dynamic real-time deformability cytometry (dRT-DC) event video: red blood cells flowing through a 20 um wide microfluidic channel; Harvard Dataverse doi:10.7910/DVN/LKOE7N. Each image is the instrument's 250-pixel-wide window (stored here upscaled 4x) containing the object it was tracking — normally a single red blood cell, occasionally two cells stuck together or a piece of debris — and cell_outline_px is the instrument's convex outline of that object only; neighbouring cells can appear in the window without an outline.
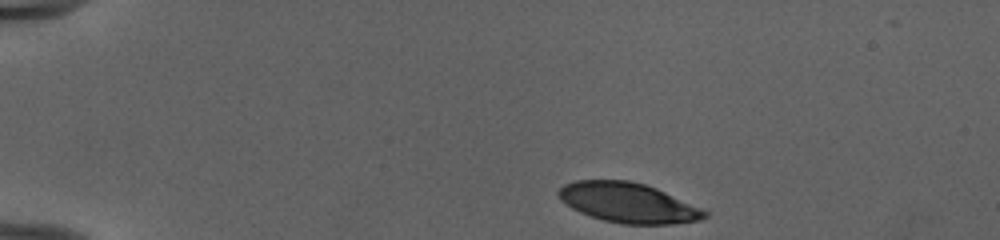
{"species": "human", "species_latin": "Homo sapiens", "temperature_condition": "cold", "stored_images_in_passage": 43, "camera_frame_rate_fps": 3000, "um_per_image_px": 0.085, "donor": {"sex": "female"}, "frame": {"image": 1, "passage_image": 1, "time_ms": 0.0, "image_size_px": [1000, 240], "cell_outline_px": [[708, 216], [700, 220], [672, 224], [620, 224], [604, 220], [580, 212], [572, 208], [560, 200], [556, 196], [556, 192], [564, 184], [576, 180], [628, 180], [644, 184], [656, 188], [704, 208], [708, 212]], "centroid_in_image_um": [53.4, 17.23], "position_along_channel_um": 31.6, "area_um2": 34.16}}
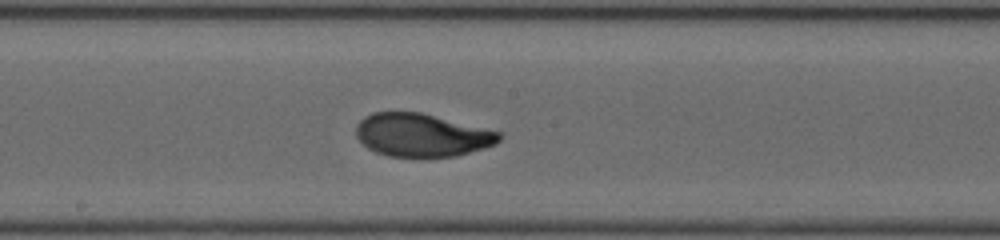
{"frame": {"image": 2, "passage_image": 21, "time_ms": 6.667, "image_size_px": [1000, 240], "cell_outline_px": [[504, 136], [496, 144], [484, 148], [456, 156], [388, 156], [376, 152], [368, 148], [356, 136], [356, 124], [364, 116], [372, 112], [420, 112], [500, 132]], "centroid_in_image_um": [35.84, 11.47], "position_along_channel_um": 212.4, "area_um2": 35.72}}
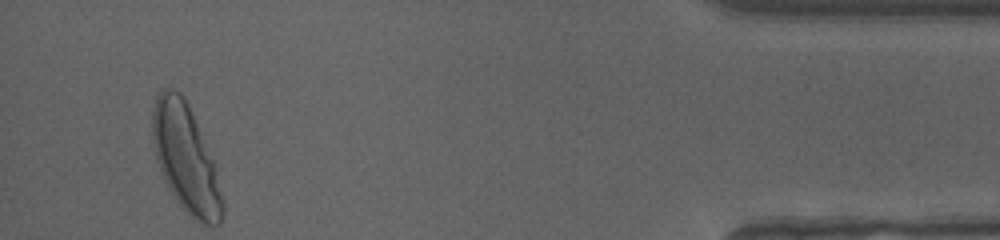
{"frame": {"image": 3, "passage_image": 41, "time_ms": 13.333, "image_size_px": [1000, 240], "cell_outline_px": [[224, 212], [220, 224], [204, 224], [196, 220], [180, 204], [168, 188], [164, 180], [156, 156], [152, 132], [152, 112], [156, 96], [164, 88], [172, 88], [180, 92], [184, 96], [188, 104], [212, 160], [224, 200]], "centroid_in_image_um": [15.78, 13.46], "position_along_channel_um": 419.4, "area_um2": 43.0}, "authors_computed_cell_mechanics": {"area_um2": 36.0672, "velocity_mm_per_s": 3.9685, "shape_relaxation_time_tau1_ms": 3.9321, "shape_relaxation_time_tau2_ms": null, "deformation_change_tau1": 0.1918, "deformation_change_tau2": null}}